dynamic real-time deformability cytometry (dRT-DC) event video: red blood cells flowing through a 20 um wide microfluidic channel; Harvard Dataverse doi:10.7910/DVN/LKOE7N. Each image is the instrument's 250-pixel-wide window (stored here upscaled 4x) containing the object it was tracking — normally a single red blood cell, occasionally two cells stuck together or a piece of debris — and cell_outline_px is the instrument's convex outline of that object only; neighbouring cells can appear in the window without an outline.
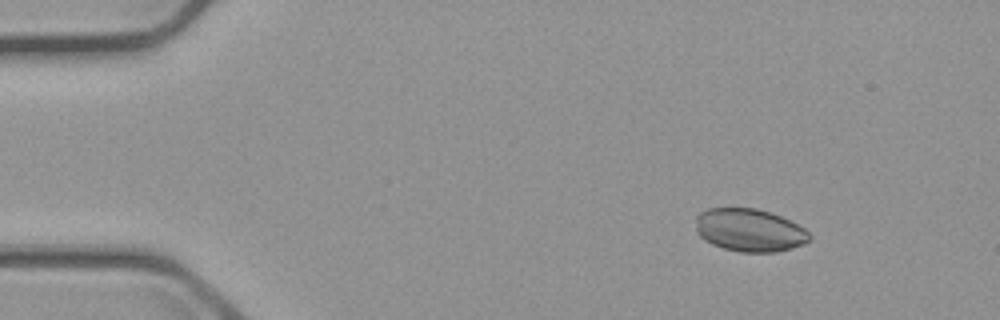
{"species": "common noctule bat (a hibernating species)", "species_latin": "Nyctalus noctula", "temperature_condition": "cold", "stored_images_in_passage": 15, "camera_frame_rate_fps": 3000, "um_per_image_px": 0.085, "animal": {"sex": "male", "body_mass_g": 23.1, "forearm_length_mm": 52.7}, "frame": {"image": 1, "passage_image": 3, "time_ms": 2.333, "image_size_px": [1000, 320], "cell_outline_px": [[812, 236], [804, 244], [792, 248], [776, 252], [740, 252], [724, 248], [712, 244], [704, 240], [696, 232], [696, 216], [700, 212], [708, 208], [756, 208], [780, 216], [804, 228]], "centroid_in_image_um": [63.69, 19.57], "position_along_channel_um": 21.3, "area_um2": 28.38}}
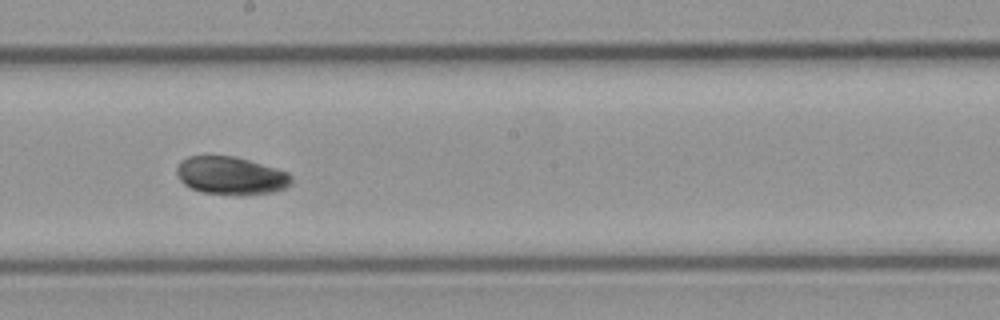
{"frame": {"image": 2, "passage_image": 9, "time_ms": 10.333, "image_size_px": [1000, 320], "cell_outline_px": [[292, 184], [284, 188], [272, 192], [244, 196], [236, 196], [200, 192], [184, 184], [180, 180], [176, 172], [176, 168], [188, 156], [232, 156], [248, 160], [276, 168], [288, 172], [292, 176]], "centroid_in_image_um": [19.65, 14.96], "position_along_channel_um": 228.5, "area_um2": 25.49}}
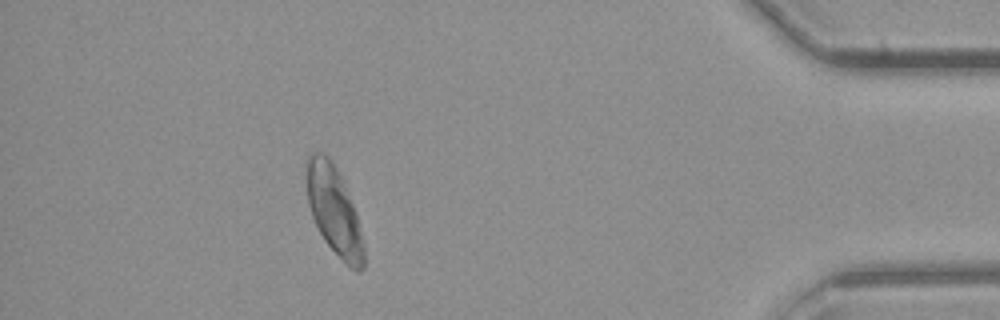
{"frame": {"image": 3, "passage_image": 14, "time_ms": 16.667, "image_size_px": [1000, 320], "cell_outline_px": [[364, 268], [360, 272], [356, 272], [324, 240], [312, 216], [308, 204], [304, 168], [304, 160], [312, 152], [324, 152], [332, 160], [340, 176], [356, 212], [364, 244]], "centroid_in_image_um": [28.36, 17.82], "position_along_channel_um": 406.8, "area_um2": 29.54}, "authors_computed_cell_mechanics": {"area_um2": 27.455, "velocity_mm_per_s": 3.6615, "shape_relaxation_time_tau1_ms": 0.8372, "shape_relaxation_time_tau2_ms": null, "deformation_change_tau1": 0.0303, "deformation_change_tau2": null}}